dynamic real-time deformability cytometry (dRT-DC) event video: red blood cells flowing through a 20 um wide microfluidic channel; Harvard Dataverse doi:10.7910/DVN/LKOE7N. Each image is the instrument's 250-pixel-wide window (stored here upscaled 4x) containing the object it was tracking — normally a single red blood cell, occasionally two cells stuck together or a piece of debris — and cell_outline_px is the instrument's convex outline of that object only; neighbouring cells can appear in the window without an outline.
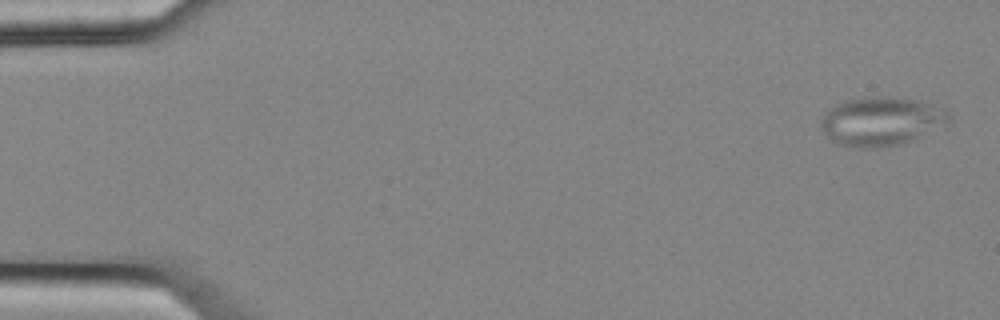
{"species": "common noctule bat (a hibernating species)", "species_latin": "Nyctalus noctula", "temperature_condition": "cold", "stored_images_in_passage": 6, "camera_frame_rate_fps": 3000, "um_per_image_px": 0.085, "animal": {"sex": "female", "body_mass_g": 25.1}, "frame": {"image": 1, "passage_image": 6, "time_ms": 1.667, "image_size_px": [1000, 320], "cell_outline_px": [[948, 120], [904, 144], [876, 148], [860, 148], [840, 144], [832, 140], [824, 132], [820, 124], [820, 120], [824, 112], [828, 108], [836, 104], [848, 100], [876, 96], [880, 96], [912, 100], [948, 108]], "centroid_in_image_um": [74.83, 10.31], "position_along_channel_um": 10.2, "area_um2": 35.66}}